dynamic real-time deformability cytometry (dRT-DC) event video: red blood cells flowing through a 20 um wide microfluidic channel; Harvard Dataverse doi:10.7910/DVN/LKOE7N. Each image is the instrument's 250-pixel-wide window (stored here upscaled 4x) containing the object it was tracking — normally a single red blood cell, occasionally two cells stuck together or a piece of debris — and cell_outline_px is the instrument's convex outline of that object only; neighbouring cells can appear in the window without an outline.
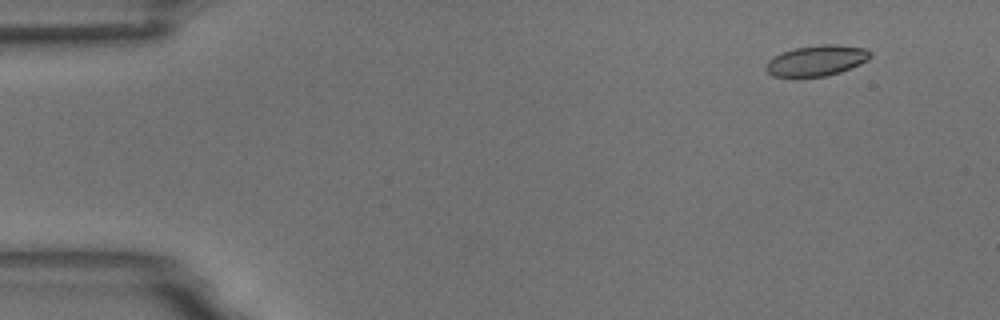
{"species": "common noctule bat (a hibernating species)", "species_latin": "Nyctalus noctula", "temperature_condition": "room temperature", "stored_images_in_passage": 59, "camera_frame_rate_fps": 3000, "um_per_image_px": 0.085, "animal": {"sex": "male", "body_mass_g": 18.8}, "frame": {"image": 1, "passage_image": 5, "time_ms": 1.333, "image_size_px": [1000, 320], "cell_outline_px": [[872, 56], [868, 60], [860, 64], [840, 72], [824, 76], [772, 76], [764, 68], [764, 64], [768, 60], [780, 52], [792, 48], [820, 44], [836, 44], [864, 48], [872, 52]], "centroid_in_image_um": [69.39, 5.13], "position_along_channel_um": 15.6, "area_um2": 18.79}}
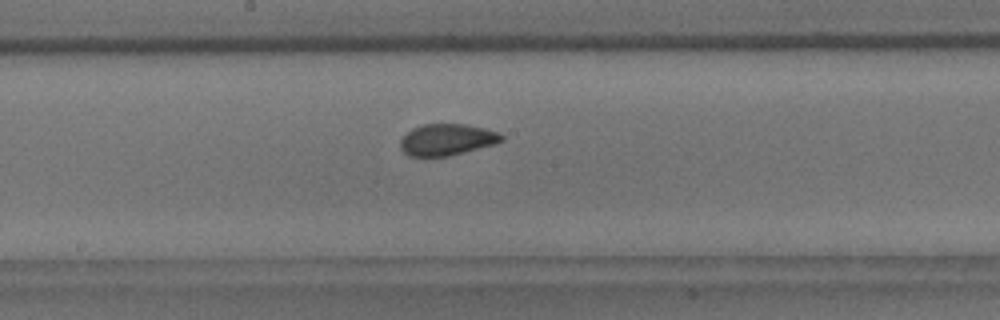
{"frame": {"image": 2, "passage_image": 31, "time_ms": 10.0, "image_size_px": [1000, 320], "cell_outline_px": [[504, 140], [496, 144], [448, 156], [408, 156], [400, 148], [400, 140], [412, 128], [424, 124], [464, 124], [484, 128], [500, 132], [504, 136]], "centroid_in_image_um": [38.01, 11.87], "position_along_channel_um": 210.2, "area_um2": 18.61}}
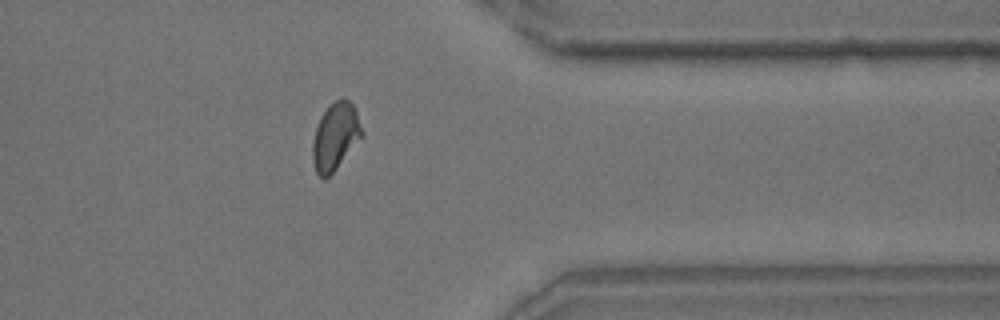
{"frame": {"image": 3, "passage_image": 47, "time_ms": 15.333, "image_size_px": [1000, 320], "cell_outline_px": [[364, 136], [336, 168], [324, 180], [316, 172], [312, 160], [312, 144], [316, 128], [320, 116], [328, 104], [344, 96], [356, 108], [364, 132]], "centroid_in_image_um": [28.52, 11.56], "position_along_channel_um": 382.9, "area_um2": 19.65}, "authors_computed_cell_mechanics": {"area_um2": 18.785, "velocity_mm_per_s": 3.4388, "shape_relaxation_time_tau1_ms": 5.2927, "shape_relaxation_time_tau2_ms": 0.7567, "deformation_change_tau1": 0.1157, "deformation_change_tau2": 0.0533}}